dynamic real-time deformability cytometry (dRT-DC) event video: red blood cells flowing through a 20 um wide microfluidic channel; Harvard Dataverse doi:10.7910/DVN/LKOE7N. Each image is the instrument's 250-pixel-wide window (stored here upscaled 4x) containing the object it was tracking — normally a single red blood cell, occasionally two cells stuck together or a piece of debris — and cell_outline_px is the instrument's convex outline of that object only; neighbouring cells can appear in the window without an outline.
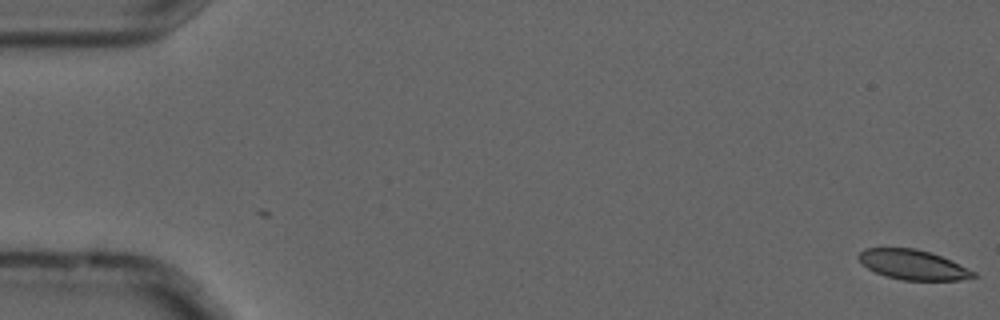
{"species": "common noctule bat (a hibernating species)", "species_latin": "Nyctalus noctula", "temperature_condition": "cold", "stored_images_in_passage": 6, "camera_frame_rate_fps": 3000, "um_per_image_px": 0.085, "animal": {"sex": "male", "forearm_length_mm": 52.5}, "frame": {"image": 1, "passage_image": 1, "time_ms": 0.0, "image_size_px": [1000, 320], "cell_outline_px": [[976, 276], [960, 280], [900, 280], [884, 276], [868, 268], [856, 256], [864, 248], [916, 248], [952, 260], [976, 272]], "centroid_in_image_um": [77.6, 22.5], "position_along_channel_um": 7.4, "area_um2": 19.88}}
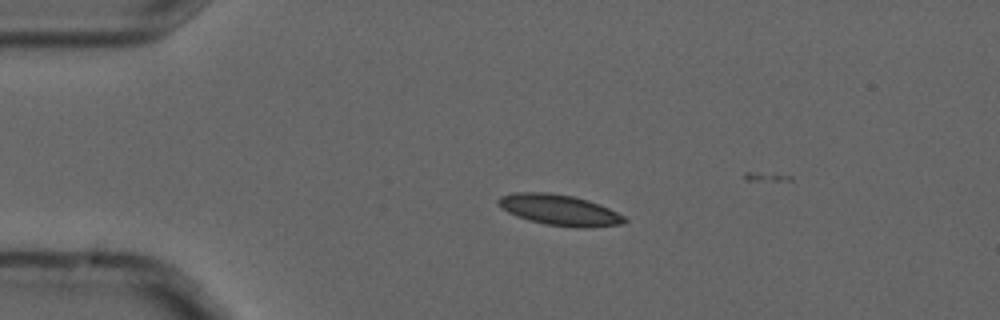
{"frame": {"image": 2, "passage_image": 4, "time_ms": 1.0, "image_size_px": [1000, 320], "cell_outline_px": [[628, 220], [624, 224], [588, 228], [576, 228], [544, 224], [528, 220], [516, 216], [508, 212], [496, 204], [496, 200], [500, 196], [512, 192], [548, 192], [572, 196], [588, 200], [600, 204], [624, 216]], "centroid_in_image_um": [47.53, 17.85], "position_along_channel_um": 37.5, "area_um2": 22.95}}
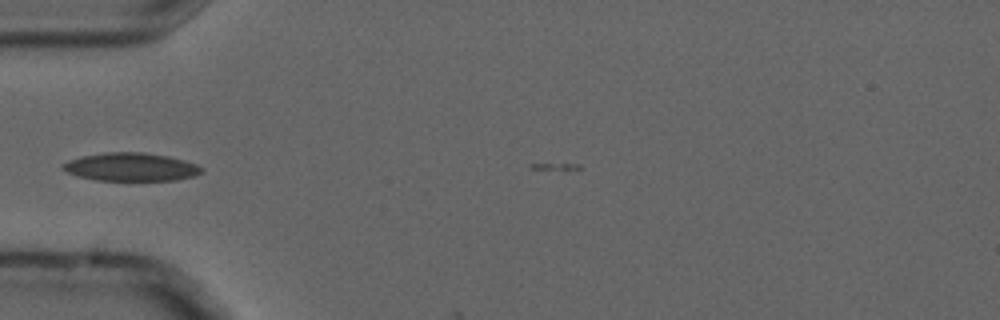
{"frame": {"image": 3, "passage_image": 5, "time_ms": 1.333, "image_size_px": [1000, 320], "cell_outline_px": [[204, 172], [196, 176], [176, 180], [96, 180], [80, 176], [68, 172], [60, 168], [60, 164], [68, 160], [84, 156], [104, 152], [144, 152], [168, 156], [184, 160], [196, 164], [204, 168]], "centroid_in_image_um": [11.16, 14.19], "position_along_channel_um": 73.8, "area_um2": 22.89}}